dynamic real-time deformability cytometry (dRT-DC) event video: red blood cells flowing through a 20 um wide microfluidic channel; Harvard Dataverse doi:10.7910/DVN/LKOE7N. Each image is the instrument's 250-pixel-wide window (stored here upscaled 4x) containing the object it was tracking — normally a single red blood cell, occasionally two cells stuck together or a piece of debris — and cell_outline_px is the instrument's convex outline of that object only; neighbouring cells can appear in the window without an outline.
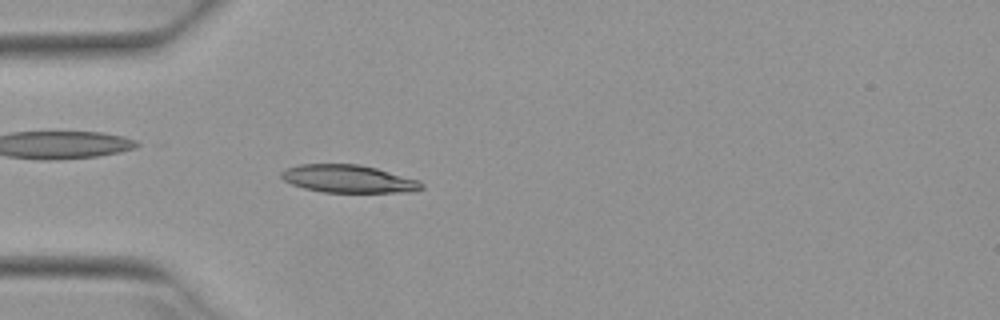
{"species": "Egyptian fruit bat (a non-hibernating species)", "species_latin": "Rousettus aegyptiacus", "temperature_condition": "warm", "stored_images_in_passage": 51, "camera_frame_rate_fps": 3000, "um_per_image_px": 0.085, "animal": {"sex": "female"}, "frame": {"image": 1, "passage_image": 15, "time_ms": 4.667, "image_size_px": [1000, 320], "cell_outline_px": [[424, 188], [412, 192], [324, 192], [304, 188], [292, 184], [284, 180], [280, 176], [280, 172], [288, 168], [300, 164], [360, 164], [376, 168], [420, 180], [424, 184]], "centroid_in_image_um": [29.65, 15.2], "position_along_channel_um": 55.4, "area_um2": 22.72}}
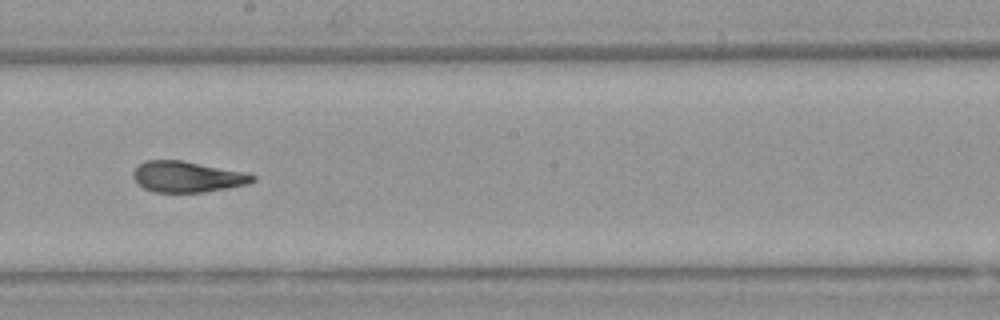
{"frame": {"image": 2, "passage_image": 29, "time_ms": 9.333, "image_size_px": [1000, 320], "cell_outline_px": [[256, 180], [248, 184], [228, 188], [204, 192], [152, 192], [144, 188], [132, 176], [132, 172], [140, 164], [148, 160], [180, 160], [240, 172], [256, 176]], "centroid_in_image_um": [15.89, 15.04], "position_along_channel_um": 232.3, "area_um2": 21.1}}
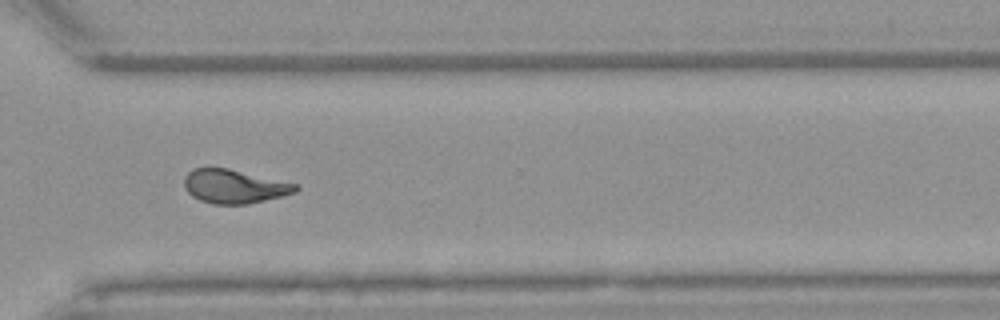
{"frame": {"image": 3, "passage_image": 38, "time_ms": 12.333, "image_size_px": [1000, 320], "cell_outline_px": [[300, 188], [296, 192], [248, 204], [212, 204], [200, 200], [192, 196], [184, 188], [184, 176], [192, 168], [228, 168], [296, 184]], "centroid_in_image_um": [19.86, 15.84], "position_along_channel_um": 350.7, "area_um2": 21.79}, "authors_computed_cell_mechanics": {"area_um2": 21.964, "velocity_mm_per_s": 3.9454, "shape_relaxation_time_tau1_ms": 5.3475, "shape_relaxation_time_tau2_ms": 1.8705, "deformation_change_tau1": 0.1932, "deformation_change_tau2": 0.0561}}